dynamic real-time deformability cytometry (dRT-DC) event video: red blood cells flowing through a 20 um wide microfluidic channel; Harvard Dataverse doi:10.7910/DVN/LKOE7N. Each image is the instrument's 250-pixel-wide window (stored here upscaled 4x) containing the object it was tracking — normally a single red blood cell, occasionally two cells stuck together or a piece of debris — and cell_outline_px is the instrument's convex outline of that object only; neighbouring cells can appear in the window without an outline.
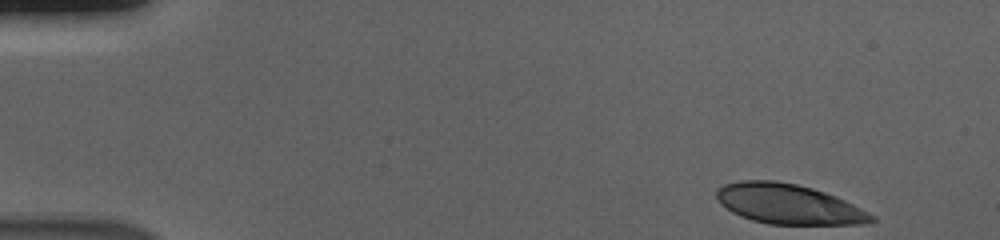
{"species": "human", "species_latin": "Homo sapiens", "temperature_condition": "cold", "stored_images_in_passage": 46, "camera_frame_rate_fps": 3000, "um_per_image_px": 0.085, "donor": {"sex": "male"}, "frame": {"image": 1, "passage_image": 1, "time_ms": 0.0, "image_size_px": [1000, 240], "cell_outline_px": [[876, 220], [864, 224], [768, 224], [752, 220], [740, 216], [732, 212], [720, 204], [716, 196], [716, 188], [724, 184], [740, 180], [776, 180], [796, 184], [812, 188], [836, 196], [876, 216]], "centroid_in_image_um": [66.99, 17.34], "position_along_channel_um": 18.0, "area_um2": 36.13}}
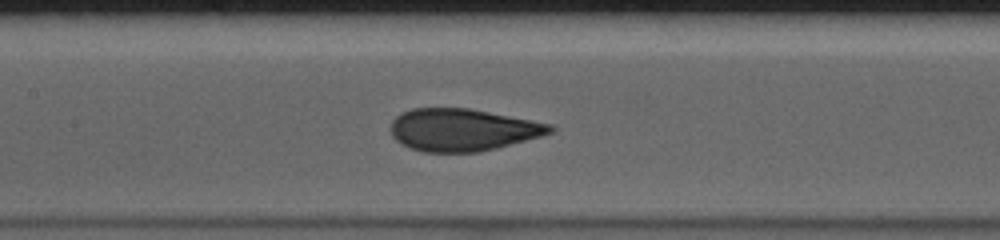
{"frame": {"image": 2, "passage_image": 23, "time_ms": 7.333, "image_size_px": [1000, 240], "cell_outline_px": [[556, 128], [552, 132], [540, 136], [496, 148], [480, 152], [424, 152], [408, 148], [400, 144], [392, 136], [392, 120], [400, 112], [412, 108], [468, 108], [552, 124]], "centroid_in_image_um": [39.28, 11.03], "position_along_channel_um": 168.1, "area_um2": 39.25}}
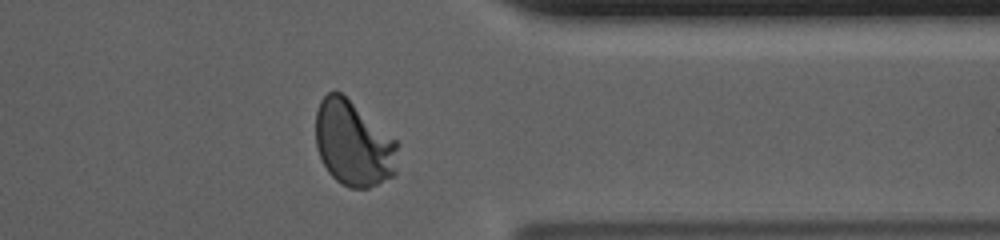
{"frame": {"image": 3, "passage_image": 41, "time_ms": 13.333, "image_size_px": [1000, 240], "cell_outline_px": [[400, 144], [396, 172], [392, 176], [368, 188], [348, 188], [340, 184], [328, 172], [316, 148], [316, 112], [320, 100], [328, 92], [340, 92], [396, 140]], "centroid_in_image_um": [30.04, 12.23], "position_along_channel_um": 381.4, "area_um2": 40.75}, "authors_computed_cell_mechanics": {"area_um2": 39.4196, "velocity_mm_per_s": 3.6697, "shape_relaxation_time_tau1_ms": 4.1083, "shape_relaxation_time_tau2_ms": null, "deformation_change_tau1": 0.1642, "deformation_change_tau2": null}}